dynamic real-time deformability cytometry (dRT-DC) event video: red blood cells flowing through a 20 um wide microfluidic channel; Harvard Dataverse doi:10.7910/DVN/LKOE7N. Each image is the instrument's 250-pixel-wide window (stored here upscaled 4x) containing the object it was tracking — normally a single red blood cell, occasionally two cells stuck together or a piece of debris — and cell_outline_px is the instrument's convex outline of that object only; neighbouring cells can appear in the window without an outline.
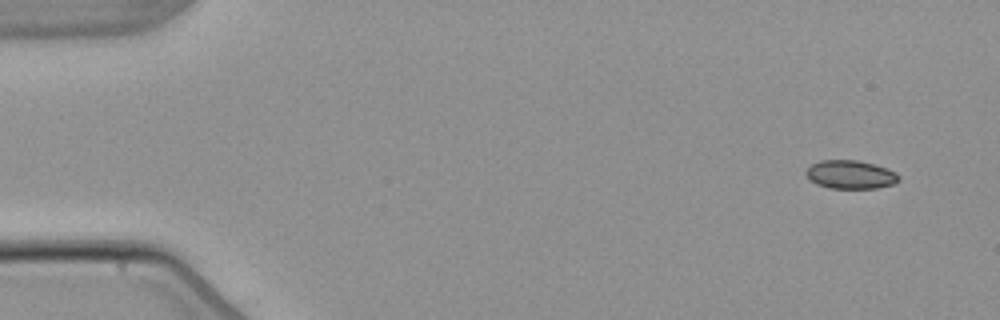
{"species": "common noctule bat (a hibernating species)", "species_latin": "Nyctalus noctula", "temperature_condition": "warm", "stored_images_in_passage": 4, "camera_frame_rate_fps": 3000, "um_per_image_px": 0.085, "animal": {"sex": "male", "body_mass_g": 21.5, "forearm_length_mm": 52.0}, "frame": {"image": 1, "passage_image": 1, "time_ms": 0.0, "image_size_px": [1000, 320], "cell_outline_px": [[900, 180], [892, 184], [876, 188], [828, 188], [816, 184], [808, 180], [804, 172], [812, 164], [820, 160], [856, 160], [876, 164], [888, 168], [896, 172], [900, 176]], "centroid_in_image_um": [72.28, 14.83], "position_along_channel_um": 12.7, "area_um2": 15.61}}
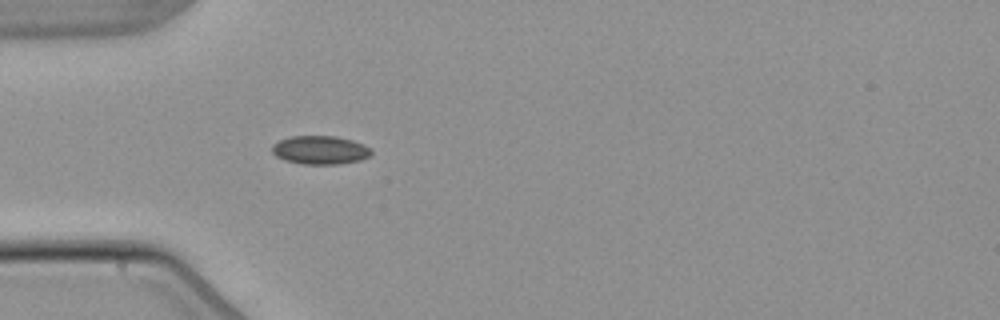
{"frame": {"image": 2, "passage_image": 4, "time_ms": 4.333, "image_size_px": [1000, 320], "cell_outline_px": [[372, 152], [368, 156], [360, 160], [336, 164], [304, 164], [284, 160], [276, 156], [272, 152], [272, 144], [280, 140], [292, 136], [336, 136], [352, 140], [364, 144], [372, 148]], "centroid_in_image_um": [27.21, 12.74], "position_along_channel_um": 57.8, "area_um2": 16.47}}